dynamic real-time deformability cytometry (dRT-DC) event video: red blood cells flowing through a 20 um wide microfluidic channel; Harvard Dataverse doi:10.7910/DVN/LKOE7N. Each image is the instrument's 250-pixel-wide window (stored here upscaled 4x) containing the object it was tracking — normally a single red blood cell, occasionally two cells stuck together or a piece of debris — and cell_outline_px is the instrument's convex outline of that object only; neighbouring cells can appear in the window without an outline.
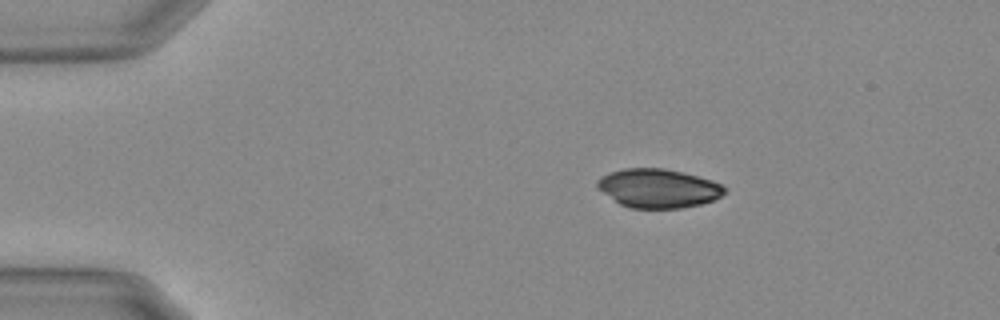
{"species": "Egyptian fruit bat (a non-hibernating species)", "species_latin": "Rousettus aegyptiacus", "temperature_condition": "warm", "stored_images_in_passage": 46, "camera_frame_rate_fps": 3000, "um_per_image_px": 0.085, "animal": {"sex": "female"}, "frame": {"image": 1, "passage_image": 1, "time_ms": 0.0, "image_size_px": [1000, 320], "cell_outline_px": [[724, 192], [720, 196], [712, 200], [700, 204], [680, 208], [628, 208], [620, 204], [604, 192], [596, 184], [596, 180], [612, 172], [624, 168], [664, 168], [712, 180], [720, 184], [724, 188]], "centroid_in_image_um": [55.94, 16.01], "position_along_channel_um": 29.1, "area_um2": 28.26}}
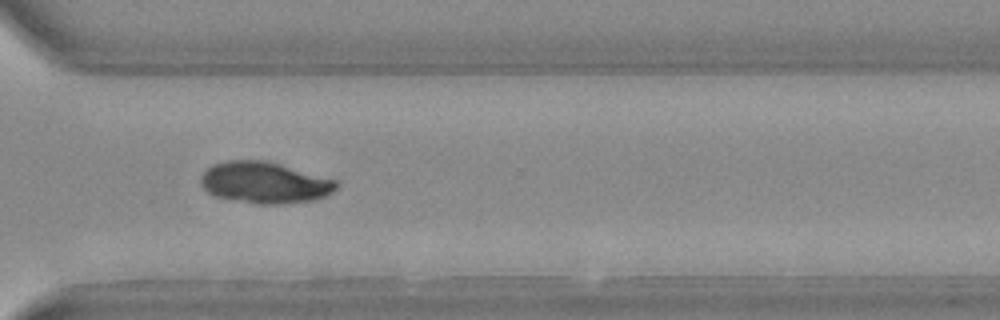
{"frame": {"image": 2, "passage_image": 32, "time_ms": 10.333, "image_size_px": [1000, 320], "cell_outline_px": [[336, 188], [332, 192], [324, 196], [312, 200], [280, 204], [256, 204], [216, 196], [208, 192], [204, 188], [200, 180], [200, 176], [212, 164], [228, 160], [264, 160], [280, 164], [336, 180]], "centroid_in_image_um": [22.46, 15.51], "position_along_channel_um": 348.1, "area_um2": 32.37}}
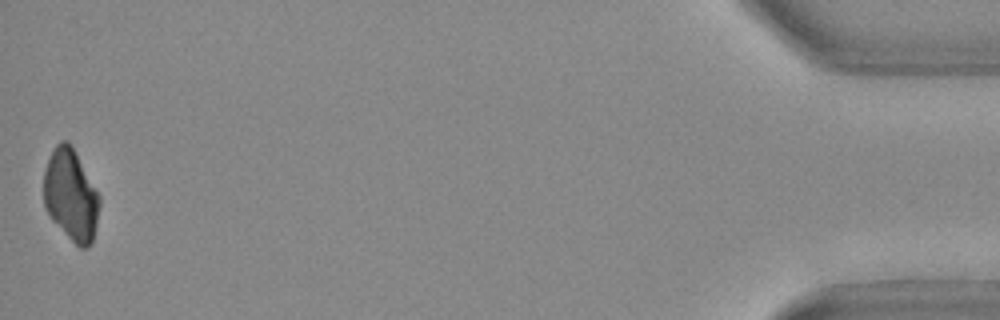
{"frame": {"image": 3, "passage_image": 46, "time_ms": 15.0, "image_size_px": [1000, 320], "cell_outline_px": [[100, 204], [96, 224], [92, 240], [88, 248], [80, 248], [52, 220], [44, 204], [44, 168], [52, 148], [60, 140], [68, 140], [100, 196]], "centroid_in_image_um": [6.0, 16.56], "position_along_channel_um": 429.2, "area_um2": 29.48}}